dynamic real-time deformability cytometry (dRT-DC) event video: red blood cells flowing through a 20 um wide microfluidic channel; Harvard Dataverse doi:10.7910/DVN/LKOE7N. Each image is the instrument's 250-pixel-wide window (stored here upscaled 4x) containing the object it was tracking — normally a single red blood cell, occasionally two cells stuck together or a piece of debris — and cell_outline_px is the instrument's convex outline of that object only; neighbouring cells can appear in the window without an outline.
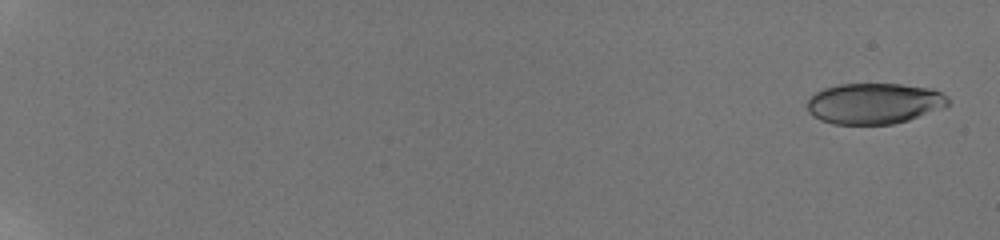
{"species": "human", "species_latin": "Homo sapiens", "temperature_condition": "room temperature", "stored_images_in_passage": 72, "camera_frame_rate_fps": 3000, "um_per_image_px": 0.085, "donor": {"sex": "male"}, "frame": {"image": 1, "passage_image": 2, "time_ms": 0.333, "image_size_px": [1000, 240], "cell_outline_px": [[948, 108], [908, 120], [892, 124], [832, 124], [820, 120], [812, 116], [808, 112], [808, 100], [816, 92], [824, 88], [836, 84], [900, 84], [932, 88], [948, 96]], "centroid_in_image_um": [74.34, 8.8], "position_along_channel_um": 10.7, "area_um2": 33.93}}
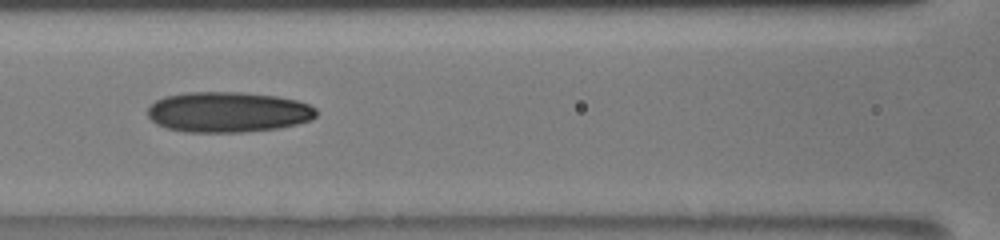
{"frame": {"image": 2, "passage_image": 41, "time_ms": 10.0, "image_size_px": [1000, 240], "cell_outline_px": [[316, 116], [312, 120], [280, 128], [244, 132], [184, 132], [168, 128], [156, 124], [148, 116], [148, 108], [156, 100], [164, 96], [184, 92], [240, 92], [276, 96], [296, 100], [308, 104], [316, 108]], "centroid_in_image_um": [19.38, 9.52], "position_along_channel_um": 147.2, "area_um2": 39.94}}
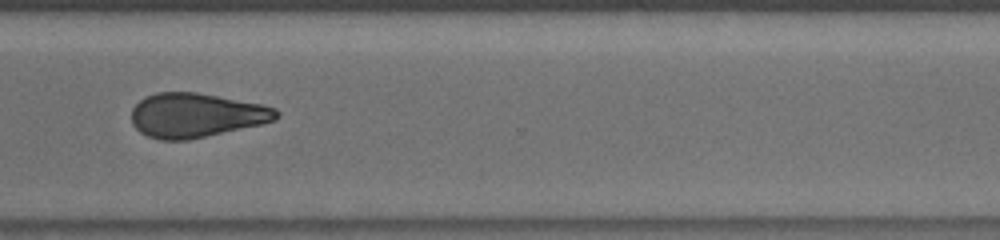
{"frame": {"image": 3, "passage_image": 59, "time_ms": 15.333, "image_size_px": [1000, 240], "cell_outline_px": [[280, 116], [276, 120], [260, 124], [188, 140], [160, 140], [148, 136], [140, 132], [132, 124], [132, 108], [144, 96], [156, 92], [196, 92], [260, 104], [276, 108], [280, 112]], "centroid_in_image_um": [16.64, 9.79], "position_along_channel_um": 354.0, "area_um2": 37.28}, "authors_computed_cell_mechanics": {"area_um2": 36.6452, "velocity_mm_per_s": 3.883, "shape_relaxation_time_tau1_ms": null, "shape_relaxation_time_tau2_ms": 5.1083, "deformation_change_tau1": null, "deformation_change_tau2": 0.143}}